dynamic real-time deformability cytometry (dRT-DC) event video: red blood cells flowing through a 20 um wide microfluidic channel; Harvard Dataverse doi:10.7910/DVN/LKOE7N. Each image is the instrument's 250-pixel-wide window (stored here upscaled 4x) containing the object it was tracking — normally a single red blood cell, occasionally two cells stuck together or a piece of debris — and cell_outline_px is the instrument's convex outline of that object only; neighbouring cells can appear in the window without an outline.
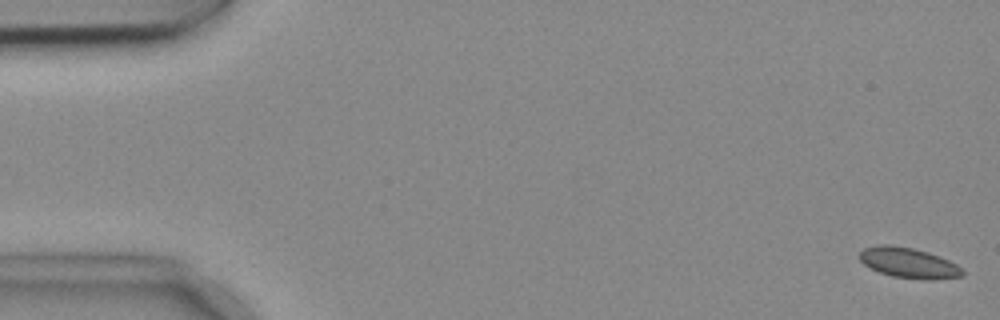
{"species": "common noctule bat (a hibernating species)", "species_latin": "Nyctalus noctula", "temperature_condition": "cold", "stored_images_in_passage": 54, "camera_frame_rate_fps": 3000, "um_per_image_px": 0.085, "animal": {"sex": "female", "body_mass_g": 18.4}, "frame": {"image": 1, "passage_image": 1, "time_ms": 0.0, "image_size_px": [1000, 320], "cell_outline_px": [[964, 276], [932, 280], [924, 280], [892, 276], [880, 272], [864, 264], [860, 260], [860, 252], [864, 248], [880, 244], [892, 244], [912, 248], [928, 252], [948, 260], [956, 264], [964, 272]], "centroid_in_image_um": [77.24, 22.34], "position_along_channel_um": 7.8, "area_um2": 18.15}}
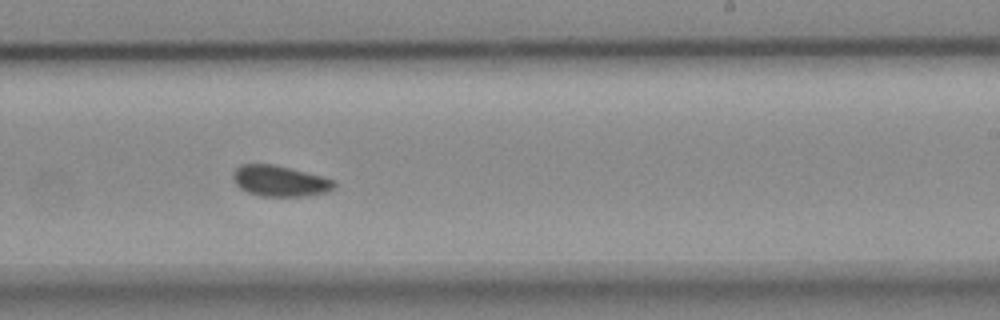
{"frame": {"image": 2, "passage_image": 33, "time_ms": 10.667, "image_size_px": [1000, 320], "cell_outline_px": [[336, 188], [328, 192], [308, 196], [260, 196], [248, 192], [240, 188], [236, 184], [232, 176], [232, 172], [240, 164], [272, 164], [324, 176], [332, 180], [336, 184]], "centroid_in_image_um": [23.8, 15.39], "position_along_channel_um": 265.2, "area_um2": 18.32}}
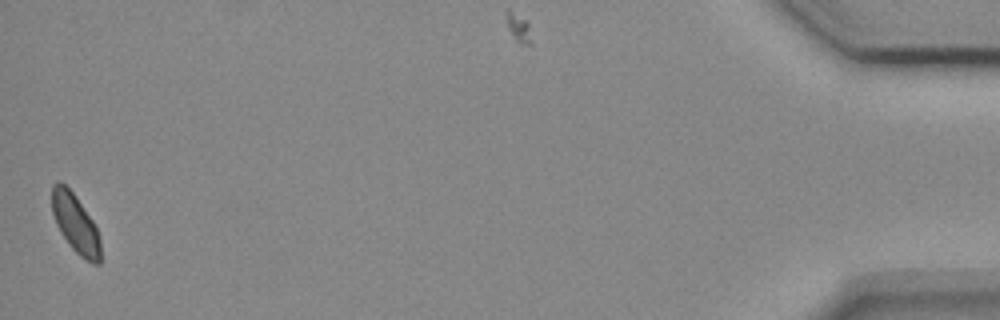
{"frame": {"image": 3, "passage_image": 54, "time_ms": 17.667, "image_size_px": [1000, 320], "cell_outline_px": [[100, 264], [92, 264], [80, 256], [68, 244], [60, 232], [56, 224], [52, 212], [52, 184], [56, 180], [60, 180], [76, 196], [92, 220], [96, 228], [100, 240]], "centroid_in_image_um": [6.39, 18.99], "position_along_channel_um": 428.8, "area_um2": 16.65}}